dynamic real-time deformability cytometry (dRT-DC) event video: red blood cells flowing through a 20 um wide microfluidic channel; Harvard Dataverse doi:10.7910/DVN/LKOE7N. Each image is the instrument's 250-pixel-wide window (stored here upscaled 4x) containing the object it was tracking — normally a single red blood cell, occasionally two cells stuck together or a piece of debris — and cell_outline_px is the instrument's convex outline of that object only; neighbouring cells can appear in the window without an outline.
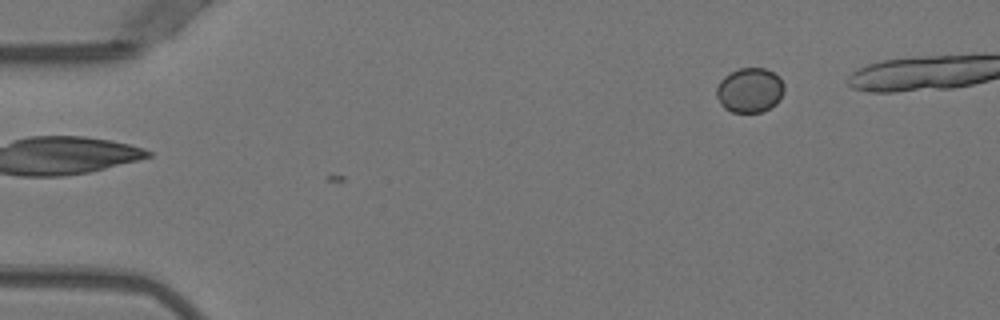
{"species": "Egyptian fruit bat (a non-hibernating species)", "species_latin": "Rousettus aegyptiacus", "temperature_condition": "warm", "stored_images_in_passage": 7, "camera_frame_rate_fps": 3000, "um_per_image_px": 0.085, "animal": {"sex": "female"}, "frame": {"image": 1, "passage_image": 7, "time_ms": 2.0, "image_size_px": [1000, 320], "cell_outline_px": [[784, 92], [780, 100], [776, 104], [764, 112], [732, 112], [724, 108], [720, 104], [716, 96], [716, 88], [720, 80], [724, 76], [740, 68], [764, 68], [772, 72], [784, 84]], "centroid_in_image_um": [63.72, 7.69], "position_along_channel_um": 21.3, "area_um2": 17.69}}